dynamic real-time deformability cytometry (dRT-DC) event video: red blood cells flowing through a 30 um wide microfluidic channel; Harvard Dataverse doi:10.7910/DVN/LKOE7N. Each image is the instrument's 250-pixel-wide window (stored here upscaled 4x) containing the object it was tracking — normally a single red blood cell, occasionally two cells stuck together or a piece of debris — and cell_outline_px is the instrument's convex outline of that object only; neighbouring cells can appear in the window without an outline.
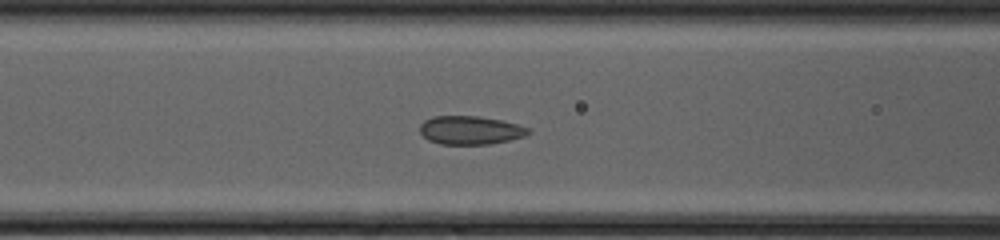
{"species": "common noctule bat (a hibernating species)", "species_latin": "Nyctalus noctula", "temperature_condition": "cold", "stored_images_in_passage": 49, "camera_frame_rate_fps": 3000, "um_per_image_px": 0.085, "animal": {"sex": "female", "body_mass_g": 20.0, "forearm_length_mm": 54.0}, "frame": {"image": 1, "passage_image": 21, "time_ms": 6.667, "image_size_px": [1000, 240], "cell_outline_px": [[532, 132], [524, 136], [508, 140], [488, 144], [440, 144], [428, 140], [420, 132], [420, 124], [424, 120], [432, 116], [480, 116], [500, 120], [532, 128]], "centroid_in_image_um": [39.98, 11.06], "position_along_channel_um": 126.6, "area_um2": 18.03}}
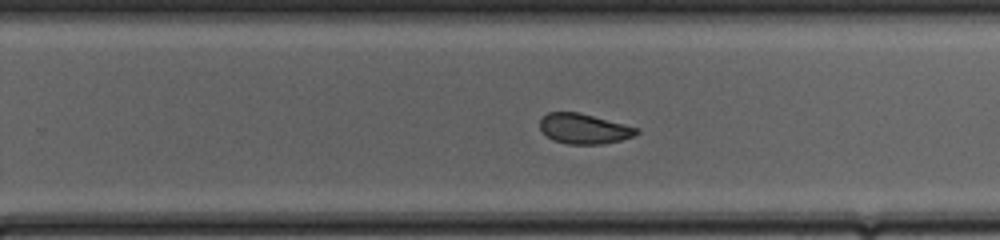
{"frame": {"image": 2, "passage_image": 32, "time_ms": 10.333, "image_size_px": [1000, 240], "cell_outline_px": [[640, 132], [632, 136], [620, 140], [604, 144], [568, 144], [552, 140], [540, 128], [540, 120], [548, 112], [580, 112], [640, 128]], "centroid_in_image_um": [49.66, 10.94], "position_along_channel_um": 280.1, "area_um2": 16.99}}
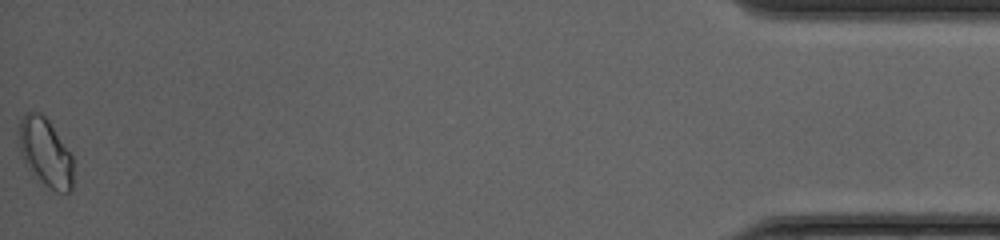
{"frame": {"image": 3, "passage_image": 49, "time_ms": 16.0, "image_size_px": [1000, 240], "cell_outline_px": [[72, 188], [68, 192], [56, 192], [48, 188], [28, 168], [20, 156], [16, 132], [20, 120], [24, 112], [40, 112], [48, 120], [72, 152]], "centroid_in_image_um": [3.82, 12.92], "position_along_channel_um": 431.4, "area_um2": 22.14}, "authors_computed_cell_mechanics": {"area_um2": 18.3804, "velocity_mm_per_s": 4.2082, "shape_relaxation_time_tau1_ms": 6.564, "shape_relaxation_time_tau2_ms": 0.5523, "deformation_change_tau1": 0.1037, "deformation_change_tau2": 0.0435}}